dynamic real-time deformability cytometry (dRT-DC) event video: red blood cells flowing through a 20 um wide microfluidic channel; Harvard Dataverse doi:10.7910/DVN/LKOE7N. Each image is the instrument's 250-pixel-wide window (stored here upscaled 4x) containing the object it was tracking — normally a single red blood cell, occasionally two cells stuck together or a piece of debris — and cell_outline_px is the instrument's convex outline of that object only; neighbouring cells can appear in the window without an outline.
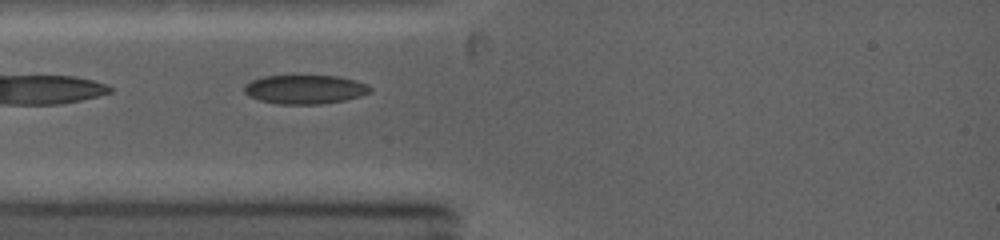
{"species": "common noctule bat (a hibernating species)", "species_latin": "Nyctalus noctula", "temperature_condition": "warm", "stored_images_in_passage": 41, "camera_frame_rate_fps": 5000, "um_per_image_px": 0.085, "animal": {"sex": "female", "body_mass_g": 19.0, "forearm_length_mm": 53.3}, "frame": {"image": 1, "passage_image": 1, "time_ms": 0.0, "image_size_px": [1000, 240], "cell_outline_px": [[372, 92], [360, 96], [344, 100], [320, 104], [276, 104], [260, 100], [248, 96], [244, 92], [244, 84], [252, 80], [264, 76], [340, 76], [356, 80], [368, 84], [372, 88]], "centroid_in_image_um": [25.94, 7.6], "position_along_channel_um": 59.1, "area_um2": 21.39}}